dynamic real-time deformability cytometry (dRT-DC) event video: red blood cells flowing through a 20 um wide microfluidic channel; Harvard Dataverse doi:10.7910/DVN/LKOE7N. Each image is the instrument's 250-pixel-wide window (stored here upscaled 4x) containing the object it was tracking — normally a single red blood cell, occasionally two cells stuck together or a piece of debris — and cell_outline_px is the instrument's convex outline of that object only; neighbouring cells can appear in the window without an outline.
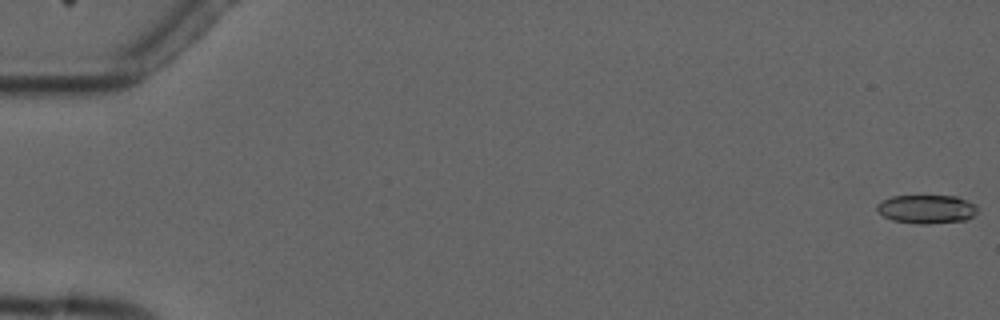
{"species": "common noctule bat (a hibernating species)", "species_latin": "Nyctalus noctula", "temperature_condition": "cold", "stored_images_in_passage": 6, "camera_frame_rate_fps": 3000, "um_per_image_px": 0.085, "animal": {"sex": "male", "forearm_length_mm": 52.5}, "frame": {"image": 1, "passage_image": 1, "time_ms": 0.0, "image_size_px": [1000, 320], "cell_outline_px": [[980, 212], [976, 216], [968, 220], [928, 224], [916, 224], [892, 220], [884, 216], [876, 208], [876, 204], [880, 200], [892, 196], [956, 196], [968, 200], [976, 204], [980, 208]], "centroid_in_image_um": [78.84, 17.78], "position_along_channel_um": 6.2, "area_um2": 17.28}}
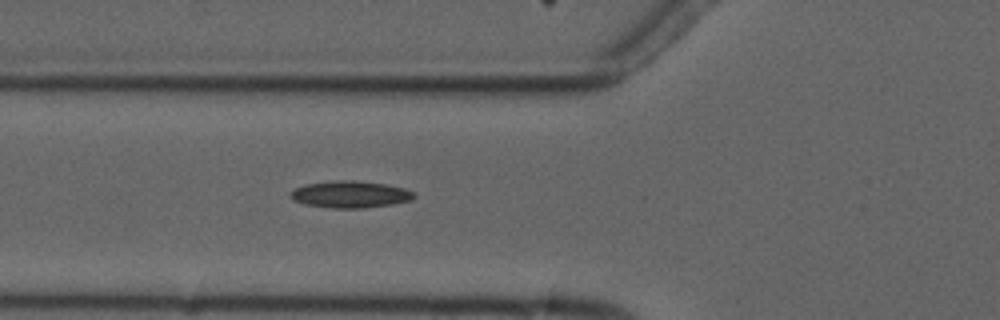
{"frame": {"image": 2, "passage_image": 6, "time_ms": 6.667, "image_size_px": [1000, 320], "cell_outline_px": [[416, 196], [412, 200], [392, 204], [364, 208], [332, 208], [304, 204], [292, 200], [288, 196], [296, 188], [304, 184], [332, 180], [352, 180], [384, 184], [404, 188], [416, 192]], "centroid_in_image_um": [29.77, 16.52], "position_along_channel_um": 96.0, "area_um2": 19.48}}